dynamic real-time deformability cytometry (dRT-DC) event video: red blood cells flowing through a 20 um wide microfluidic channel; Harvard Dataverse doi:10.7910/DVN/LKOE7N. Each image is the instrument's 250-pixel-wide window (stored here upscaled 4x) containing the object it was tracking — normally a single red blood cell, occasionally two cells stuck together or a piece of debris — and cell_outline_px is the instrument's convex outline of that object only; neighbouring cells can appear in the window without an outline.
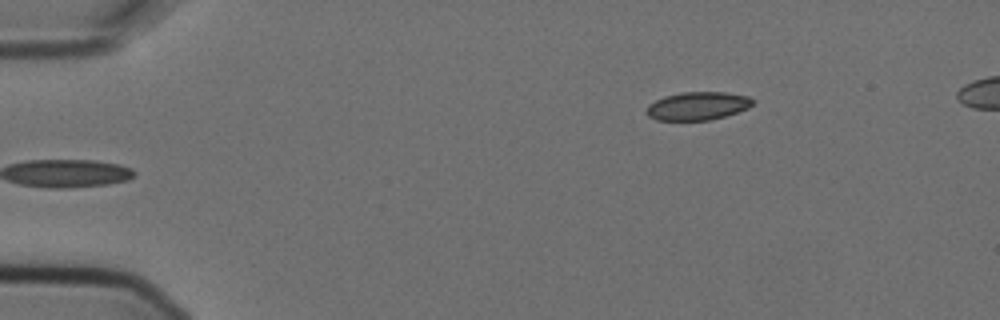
{"species": "Egyptian fruit bat (a non-hibernating species)", "species_latin": "Rousettus aegyptiacus", "temperature_condition": "cold", "stored_images_in_passage": 5, "segment_of_instrument_passage": [2, 2], "camera_frame_rate_fps": 3000, "um_per_image_px": 0.085, "animal": {"sex": "female"}, "frame": {"image": 1, "passage_image": 5, "time_ms": 1.333, "image_size_px": [1000, 320], "cell_outline_px": [[756, 100], [748, 108], [724, 116], [708, 120], [656, 120], [648, 116], [644, 112], [648, 104], [664, 96], [680, 92], [728, 92], [748, 96]], "centroid_in_image_um": [59.28, 9.0], "position_along_channel_um": 25.7, "area_um2": 17.57}}